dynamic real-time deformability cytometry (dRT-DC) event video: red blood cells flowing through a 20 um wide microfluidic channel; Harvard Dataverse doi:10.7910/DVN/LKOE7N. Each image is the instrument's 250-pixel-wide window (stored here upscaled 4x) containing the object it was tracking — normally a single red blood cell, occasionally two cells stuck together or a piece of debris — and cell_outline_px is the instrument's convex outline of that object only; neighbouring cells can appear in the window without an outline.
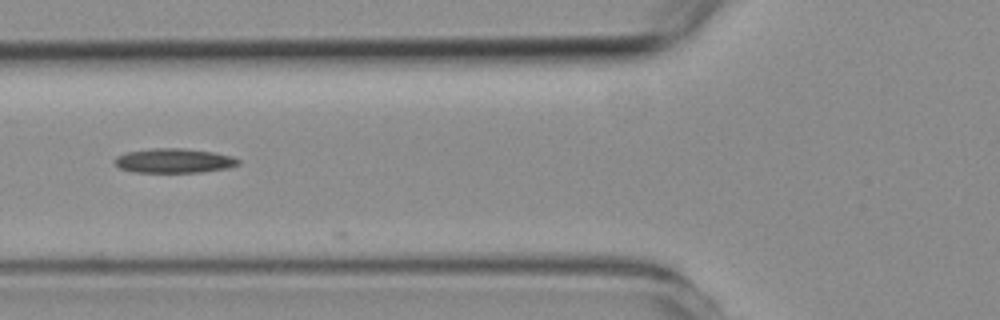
{"species": "common noctule bat (a hibernating species)", "species_latin": "Nyctalus noctula", "temperature_condition": "room temperature", "stored_images_in_passage": 3, "camera_frame_rate_fps": 3000, "um_per_image_px": 0.085, "animal": {"sex": "female", "body_mass_g": 19.3, "forearm_length_mm": 54.1}, "frame": {"image": 1, "passage_image": 2, "time_ms": 1.333, "image_size_px": [1000, 320], "cell_outline_px": [[240, 164], [228, 168], [200, 172], [132, 172], [120, 168], [112, 160], [116, 156], [128, 152], [152, 148], [184, 148], [212, 152], [232, 156], [240, 160]], "centroid_in_image_um": [14.78, 13.66], "position_along_channel_um": 111.0, "area_um2": 17.63}}